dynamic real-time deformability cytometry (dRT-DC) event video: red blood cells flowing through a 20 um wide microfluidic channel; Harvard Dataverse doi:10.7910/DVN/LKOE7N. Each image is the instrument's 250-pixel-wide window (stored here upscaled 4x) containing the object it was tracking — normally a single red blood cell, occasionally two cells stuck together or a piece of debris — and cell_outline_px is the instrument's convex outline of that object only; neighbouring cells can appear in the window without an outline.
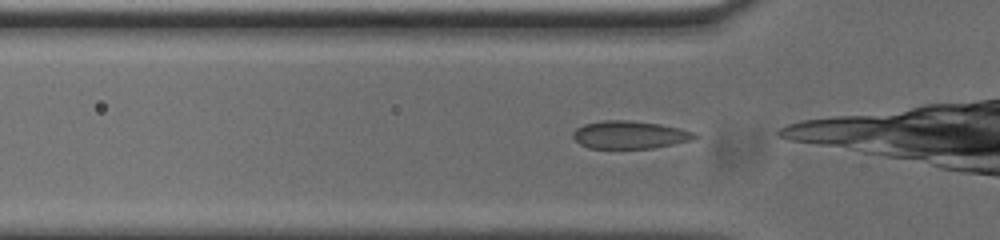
{"species": "common noctule bat (a hibernating species)", "species_latin": "Nyctalus noctula", "temperature_condition": "cold", "stored_images_in_passage": 24, "camera_frame_rate_fps": 3000, "um_per_image_px": 0.085, "animal": {"sex": "male", "body_mass_g": 20.0, "forearm_length_mm": 53.3}, "frame": {"image": 1, "passage_image": 8, "time_ms": 2.333, "image_size_px": [1000, 240], "cell_outline_px": [[700, 136], [692, 140], [652, 148], [588, 148], [580, 144], [572, 136], [572, 132], [576, 128], [584, 124], [604, 120], [628, 120], [660, 124], [680, 128], [696, 132]], "centroid_in_image_um": [53.54, 11.45], "position_along_channel_um": 72.3, "area_um2": 19.77}}